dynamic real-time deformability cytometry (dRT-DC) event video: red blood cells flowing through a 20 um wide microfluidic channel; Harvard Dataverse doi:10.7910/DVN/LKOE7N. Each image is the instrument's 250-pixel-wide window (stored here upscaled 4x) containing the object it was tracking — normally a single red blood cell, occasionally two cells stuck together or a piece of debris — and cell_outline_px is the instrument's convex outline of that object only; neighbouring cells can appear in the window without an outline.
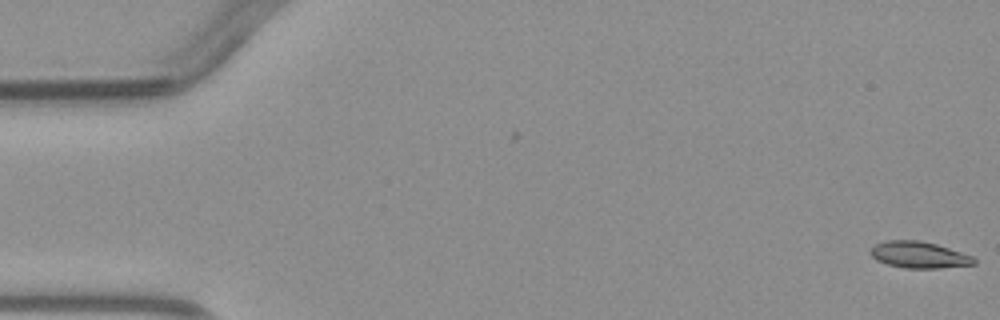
{"species": "common noctule bat (a hibernating species)", "species_latin": "Nyctalus noctula", "temperature_condition": "warm", "stored_images_in_passage": 4, "camera_frame_rate_fps": 3000, "um_per_image_px": 0.085, "animal": {"sex": "male", "body_mass_g": 23.1, "forearm_length_mm": 52.7}, "frame": {"image": 1, "passage_image": 1, "time_ms": 0.0, "image_size_px": [1000, 320], "cell_outline_px": [[976, 264], [940, 268], [904, 268], [888, 264], [876, 260], [868, 252], [876, 244], [888, 240], [920, 240], [936, 244], [972, 256], [976, 260]], "centroid_in_image_um": [78.1, 21.66], "position_along_channel_um": 6.9, "area_um2": 15.9}}
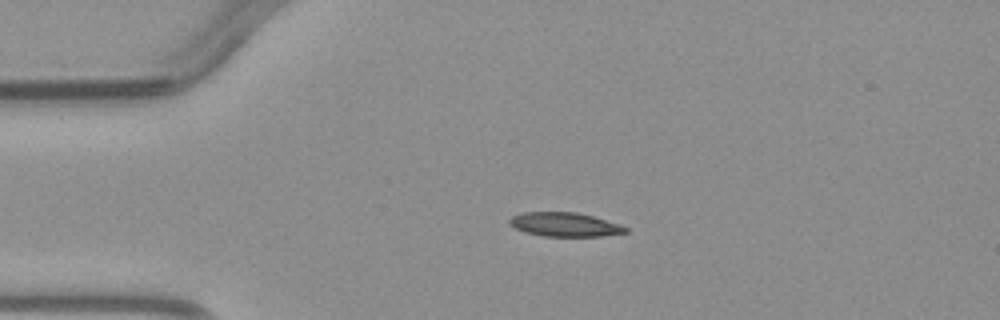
{"frame": {"image": 2, "passage_image": 3, "time_ms": 3.333, "image_size_px": [1000, 320], "cell_outline_px": [[628, 232], [600, 236], [544, 236], [524, 232], [508, 224], [508, 220], [512, 216], [524, 212], [576, 212], [592, 216], [620, 224], [628, 228]], "centroid_in_image_um": [47.98, 19.08], "position_along_channel_um": 37.0, "area_um2": 16.18}}